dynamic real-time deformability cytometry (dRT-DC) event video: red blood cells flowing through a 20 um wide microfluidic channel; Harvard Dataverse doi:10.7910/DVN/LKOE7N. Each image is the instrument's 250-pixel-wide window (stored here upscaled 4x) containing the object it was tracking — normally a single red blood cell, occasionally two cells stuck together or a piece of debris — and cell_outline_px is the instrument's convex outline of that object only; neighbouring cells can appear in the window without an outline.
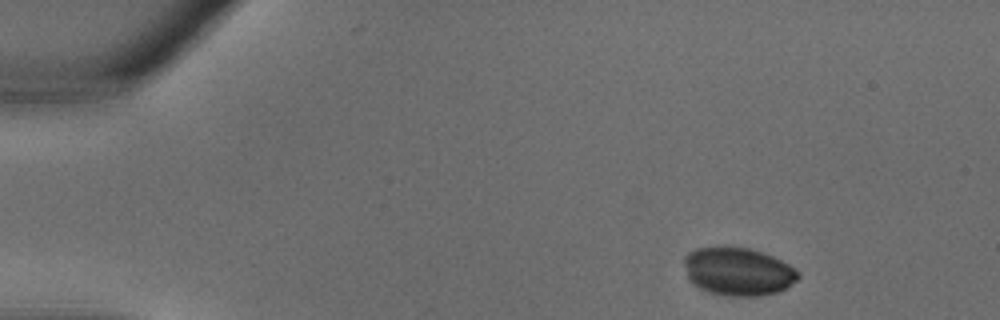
{"species": "common noctule bat (a hibernating species)", "species_latin": "Nyctalus noctula", "temperature_condition": "warm", "stored_images_in_passage": 18, "camera_frame_rate_fps": 3000, "um_per_image_px": 0.085, "animal": {"sex": "male", "body_mass_g": 18.8}, "frame": {"image": 1, "passage_image": 1, "time_ms": 0.0, "image_size_px": [1000, 320], "cell_outline_px": [[800, 276], [796, 280], [784, 288], [776, 292], [756, 296], [732, 296], [712, 292], [700, 288], [688, 280], [684, 264], [684, 256], [688, 252], [696, 248], [748, 248], [772, 256], [796, 268], [800, 272]], "centroid_in_image_um": [62.73, 23.08], "position_along_channel_um": 22.3, "area_um2": 31.44}}